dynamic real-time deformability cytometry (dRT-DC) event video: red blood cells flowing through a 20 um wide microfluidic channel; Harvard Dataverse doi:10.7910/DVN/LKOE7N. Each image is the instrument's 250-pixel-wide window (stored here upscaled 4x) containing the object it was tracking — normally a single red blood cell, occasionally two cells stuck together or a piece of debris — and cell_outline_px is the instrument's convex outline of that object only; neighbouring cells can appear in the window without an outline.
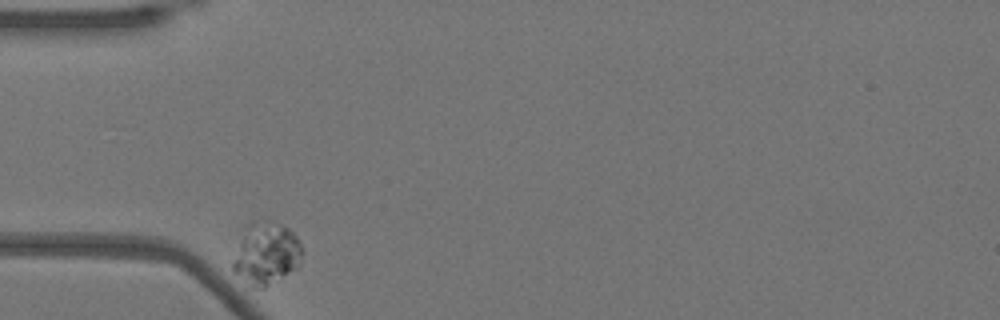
{"species": "Egyptian fruit bat (a non-hibernating species)", "species_latin": "Rousettus aegyptiacus", "temperature_condition": "warm", "stored_images_in_passage": 37, "camera_frame_rate_fps": 3000, "um_per_image_px": 0.085, "animal": {"sex": "female"}, "frame": {"image": 1, "passage_image": 1, "time_ms": 0.0, "image_size_px": [1000, 320], "cell_outline_px": [[304, 252], [300, 268], [264, 288], [248, 288], [232, 272], [232, 264], [240, 228], [244, 224], [252, 220], [256, 220], [288, 228], [296, 236]], "centroid_in_image_um": [22.57, 21.6], "position_along_channel_um": 62.4, "area_um2": 26.24}}
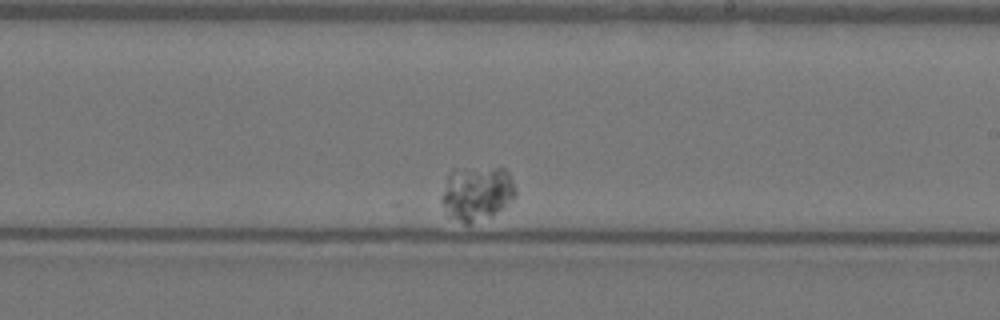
{"frame": {"image": 2, "passage_image": 22, "time_ms": 7.0, "image_size_px": [1000, 320], "cell_outline_px": [[516, 196], [504, 208], [492, 216], [468, 224], [464, 224], [448, 216], [440, 200], [440, 196], [448, 176], [452, 168], [504, 168], [508, 172], [516, 188]], "centroid_in_image_um": [40.52, 16.43], "position_along_channel_um": 248.5, "area_um2": 23.81}}
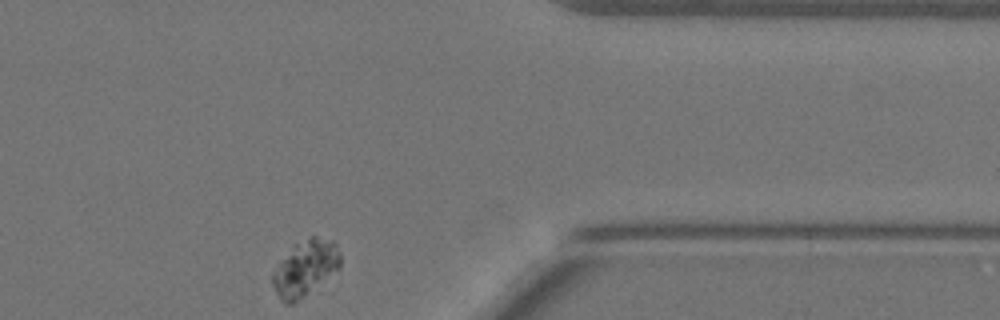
{"frame": {"image": 3, "passage_image": 37, "time_ms": 12.0, "image_size_px": [1000, 320], "cell_outline_px": [[340, 268], [304, 296], [292, 304], [284, 304], [280, 300], [272, 284], [272, 272], [280, 260], [292, 244], [312, 236], [316, 236], [332, 240], [336, 244], [340, 252]], "centroid_in_image_um": [25.92, 22.77], "position_along_channel_um": 385.5, "area_um2": 22.14}}